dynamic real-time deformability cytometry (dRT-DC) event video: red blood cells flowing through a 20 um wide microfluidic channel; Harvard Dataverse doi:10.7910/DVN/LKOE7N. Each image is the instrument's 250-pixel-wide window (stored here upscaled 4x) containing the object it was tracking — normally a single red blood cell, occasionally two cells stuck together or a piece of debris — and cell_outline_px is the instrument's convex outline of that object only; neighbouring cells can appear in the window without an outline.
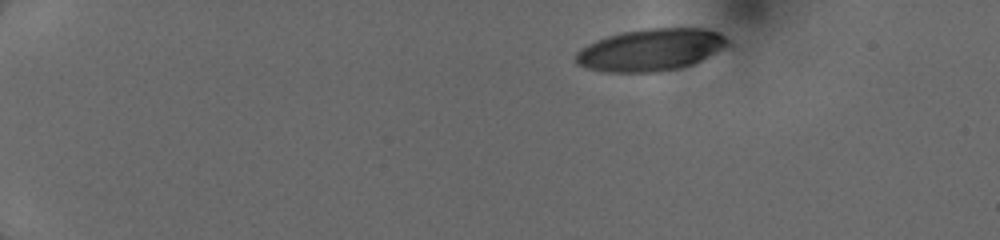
{"species": "human", "species_latin": "Homo sapiens", "temperature_condition": "cold", "stored_images_in_passage": 27, "camera_frame_rate_fps": 3000, "um_per_image_px": 0.085, "donor": {"sex": "female"}, "frame": {"image": 1, "passage_image": 1, "time_ms": 0.0, "image_size_px": [1000, 240], "cell_outline_px": [[728, 44], [700, 60], [692, 64], [680, 68], [652, 72], [604, 72], [584, 68], [576, 64], [576, 52], [580, 48], [596, 40], [620, 32], [648, 28], [704, 28], [716, 32], [724, 36], [728, 40]], "centroid_in_image_um": [55.23, 4.24], "position_along_channel_um": 29.8, "area_um2": 37.05}}
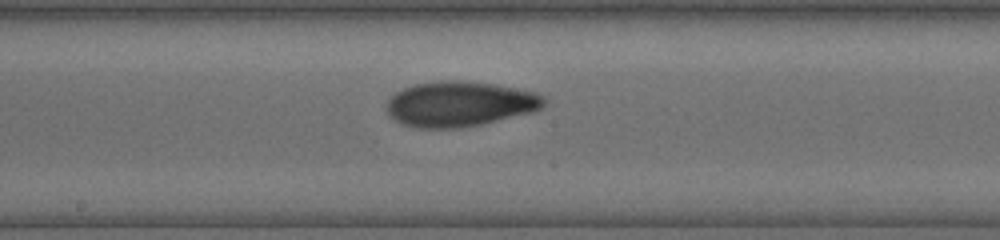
{"frame": {"image": 2, "passage_image": 14, "time_ms": 7.0, "image_size_px": [1000, 240], "cell_outline_px": [[544, 104], [540, 108], [532, 112], [480, 124], [460, 128], [416, 128], [400, 124], [388, 116], [388, 100], [396, 92], [404, 88], [416, 84], [444, 80], [460, 80], [492, 84], [536, 92], [544, 96]], "centroid_in_image_um": [39.04, 8.84], "position_along_channel_um": 209.2, "area_um2": 41.21}}
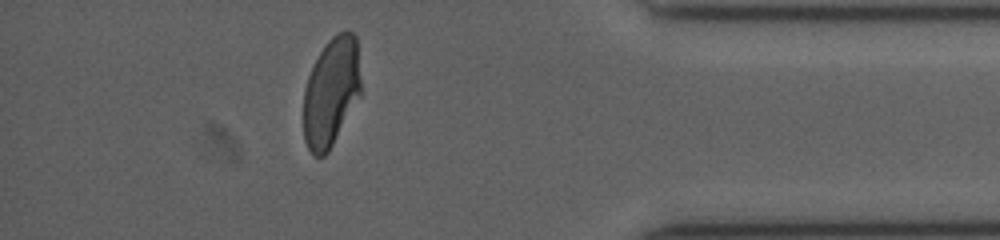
{"frame": {"image": 3, "passage_image": 24, "time_ms": 12.333, "image_size_px": [1000, 240], "cell_outline_px": [[360, 96], [328, 152], [324, 156], [312, 156], [304, 140], [304, 88], [308, 76], [324, 44], [332, 36], [340, 32], [352, 32], [356, 36], [360, 80]], "centroid_in_image_um": [28.13, 7.84], "position_along_channel_um": 407.1, "area_um2": 36.18}}